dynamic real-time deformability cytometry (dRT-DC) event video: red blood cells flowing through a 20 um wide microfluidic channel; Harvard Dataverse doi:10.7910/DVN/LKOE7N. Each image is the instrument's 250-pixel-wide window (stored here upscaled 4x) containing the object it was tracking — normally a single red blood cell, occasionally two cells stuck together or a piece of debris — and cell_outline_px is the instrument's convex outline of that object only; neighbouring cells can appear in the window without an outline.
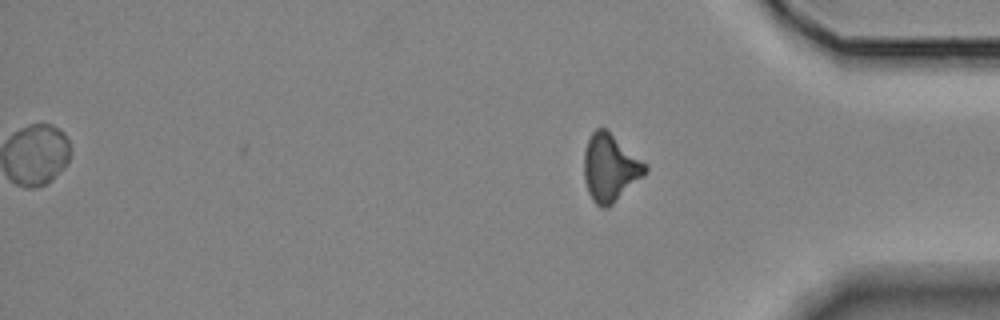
{"species": "Egyptian fruit bat (a non-hibernating species)", "species_latin": "Rousettus aegyptiacus", "temperature_condition": "room temperature", "stored_images_in_passage": 15, "camera_frame_rate_fps": 3000, "um_per_image_px": 0.085, "animal": {"sex": "female"}, "frame": {"image": 1, "passage_image": 15, "time_ms": 17.333, "image_size_px": [1000, 320], "cell_outline_px": [[648, 172], [644, 176], [608, 208], [600, 208], [592, 200], [588, 192], [584, 180], [584, 152], [588, 140], [592, 132], [596, 128], [608, 128], [648, 164]], "centroid_in_image_um": [51.89, 14.24], "position_along_channel_um": 383.3, "area_um2": 24.62}, "authors_computed_cell_mechanics": {"area_um2": 20.9236, "velocity_mm_per_s": 3.5372, "shape_relaxation_time_tau1_ms": 5.5144, "shape_relaxation_time_tau2_ms": 2.0901, "deformation_change_tau1": 0.1201, "deformation_change_tau2": 0.0622}}